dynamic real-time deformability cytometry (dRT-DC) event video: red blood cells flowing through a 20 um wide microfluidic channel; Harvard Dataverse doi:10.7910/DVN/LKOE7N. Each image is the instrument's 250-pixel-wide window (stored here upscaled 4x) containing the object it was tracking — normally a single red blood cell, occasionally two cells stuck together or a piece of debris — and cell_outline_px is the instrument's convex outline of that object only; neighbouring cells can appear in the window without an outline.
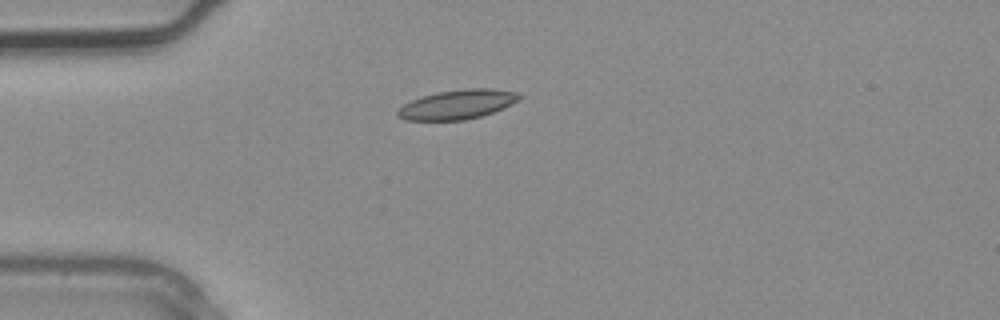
{"species": "common noctule bat (a hibernating species)", "species_latin": "Nyctalus noctula", "temperature_condition": "warm", "stored_images_in_passage": 4, "camera_frame_rate_fps": 3000, "um_per_image_px": 0.085, "animal": {"sex": "male", "body_mass_g": 20.4}, "frame": {"image": 1, "passage_image": 4, "time_ms": 1.0, "image_size_px": [1000, 320], "cell_outline_px": [[520, 100], [512, 104], [492, 112], [480, 116], [464, 120], [404, 120], [396, 116], [396, 112], [404, 104], [412, 100], [424, 96], [440, 92], [464, 88], [492, 88], [516, 92], [520, 96]], "centroid_in_image_um": [38.88, 8.88], "position_along_channel_um": 46.1, "area_um2": 20.63}}